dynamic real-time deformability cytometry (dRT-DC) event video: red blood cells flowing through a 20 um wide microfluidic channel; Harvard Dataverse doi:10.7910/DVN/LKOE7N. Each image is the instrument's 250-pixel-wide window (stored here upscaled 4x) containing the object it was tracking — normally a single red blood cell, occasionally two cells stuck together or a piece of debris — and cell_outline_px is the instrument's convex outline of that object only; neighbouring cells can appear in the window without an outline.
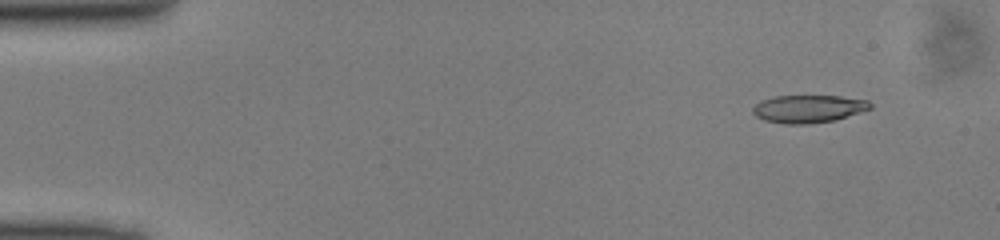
{"species": "common noctule bat (a hibernating species)", "species_latin": "Nyctalus noctula", "temperature_condition": "cold", "stored_images_in_passage": 45, "camera_frame_rate_fps": 3000, "um_per_image_px": 0.085, "animal": {"sex": "male", "body_mass_g": 13.0, "forearm_length_mm": 53.1}, "frame": {"image": 1, "passage_image": 1, "time_ms": 0.0, "image_size_px": [1000, 240], "cell_outline_px": [[872, 108], [836, 120], [808, 124], [784, 124], [764, 120], [756, 116], [752, 112], [752, 108], [760, 100], [772, 96], [840, 96], [868, 100], [872, 104]], "centroid_in_image_um": [68.7, 9.25], "position_along_channel_um": 16.3, "area_um2": 19.13}}
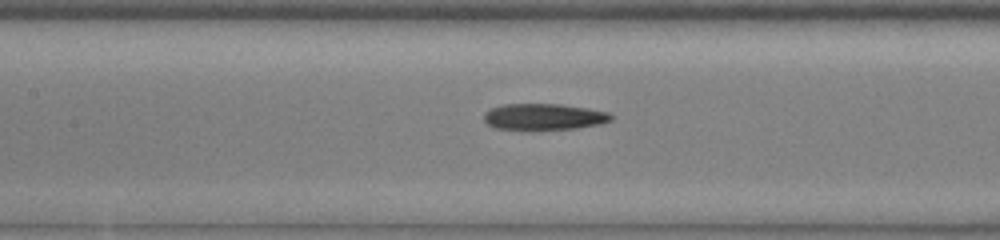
{"frame": {"image": 2, "passage_image": 19, "time_ms": 6.0, "image_size_px": [1000, 240], "cell_outline_px": [[612, 120], [600, 124], [576, 128], [496, 128], [488, 124], [484, 120], [484, 112], [492, 108], [504, 104], [560, 104], [588, 108], [608, 112], [612, 116]], "centroid_in_image_um": [46.25, 9.9], "position_along_channel_um": 161.1, "area_um2": 18.96}}
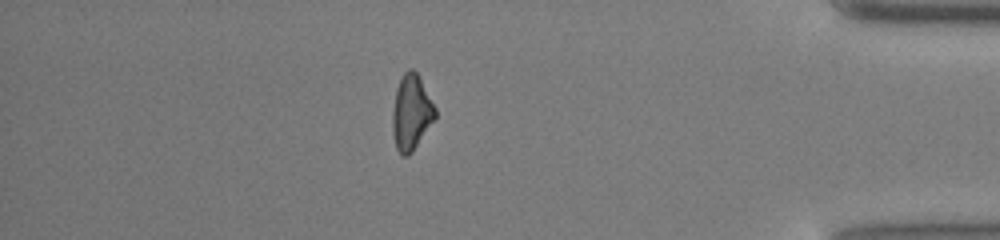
{"frame": {"image": 3, "passage_image": 39, "time_ms": 12.667, "image_size_px": [1000, 240], "cell_outline_px": [[436, 116], [412, 152], [408, 156], [404, 156], [396, 148], [392, 132], [392, 112], [396, 88], [404, 72], [408, 68], [412, 68], [420, 76], [436, 108]], "centroid_in_image_um": [34.95, 9.53], "position_along_channel_um": 400.2, "area_um2": 18.73}}